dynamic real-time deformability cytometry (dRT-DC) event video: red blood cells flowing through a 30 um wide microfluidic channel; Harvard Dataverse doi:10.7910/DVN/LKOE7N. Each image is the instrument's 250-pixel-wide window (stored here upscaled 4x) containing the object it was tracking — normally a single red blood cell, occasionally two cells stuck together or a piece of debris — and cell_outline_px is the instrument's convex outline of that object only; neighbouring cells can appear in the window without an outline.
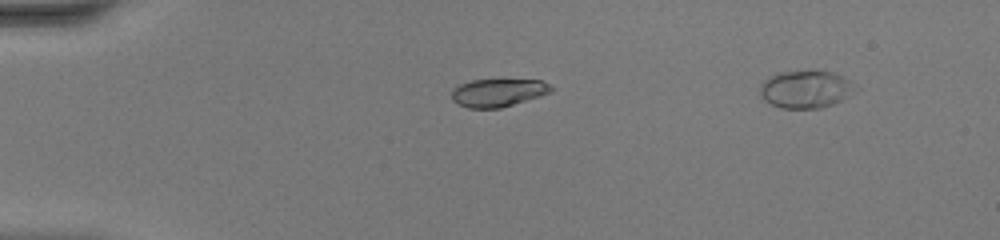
{"species": "common noctule bat (a hibernating species)", "species_latin": "Nyctalus noctula", "temperature_condition": "warm", "stored_images_in_passage": 38, "camera_frame_rate_fps": 3000, "um_per_image_px": 0.085, "animal": {"sex": "female", "body_mass_g": 20.0, "forearm_length_mm": 54.0}, "frame": {"image": 1, "passage_image": 5, "time_ms": 1.333, "image_size_px": [1000, 240], "cell_outline_px": [[556, 88], [552, 92], [540, 96], [500, 108], [468, 108], [452, 100], [452, 88], [460, 84], [472, 80], [544, 80]], "centroid_in_image_um": [42.38, 7.87], "position_along_channel_um": 42.6, "area_um2": 16.24}}
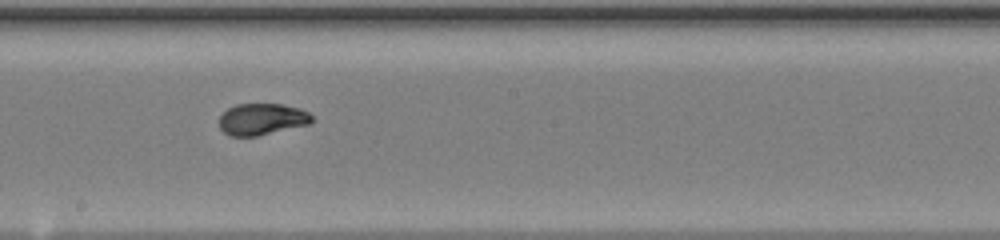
{"frame": {"image": 2, "passage_image": 20, "time_ms": 6.333, "image_size_px": [1000, 240], "cell_outline_px": [[312, 120], [308, 124], [256, 136], [228, 136], [220, 128], [220, 116], [228, 108], [236, 104], [280, 104], [300, 108], [308, 112], [312, 116]], "centroid_in_image_um": [22.24, 10.13], "position_along_channel_um": 226.0, "area_um2": 16.88}}
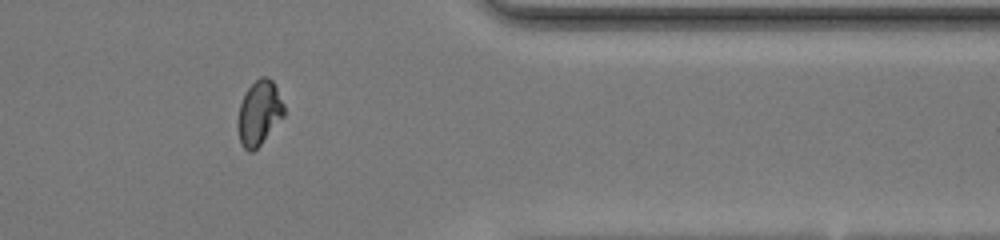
{"frame": {"image": 3, "passage_image": 32, "time_ms": 10.333, "image_size_px": [1000, 240], "cell_outline_px": [[284, 116], [260, 144], [252, 152], [248, 152], [244, 148], [240, 140], [236, 124], [240, 104], [248, 88], [260, 76], [268, 76], [272, 80], [284, 104]], "centroid_in_image_um": [22.02, 9.59], "position_along_channel_um": 389.4, "area_um2": 17.22}, "authors_computed_cell_mechanics": {"area_um2": 17.2533, "velocity_mm_per_s": 4.4102, "shape_relaxation_time_tau1_ms": 7.134, "shape_relaxation_time_tau2_ms": null, "deformation_change_tau1": 0.2564, "deformation_change_tau2": null}}